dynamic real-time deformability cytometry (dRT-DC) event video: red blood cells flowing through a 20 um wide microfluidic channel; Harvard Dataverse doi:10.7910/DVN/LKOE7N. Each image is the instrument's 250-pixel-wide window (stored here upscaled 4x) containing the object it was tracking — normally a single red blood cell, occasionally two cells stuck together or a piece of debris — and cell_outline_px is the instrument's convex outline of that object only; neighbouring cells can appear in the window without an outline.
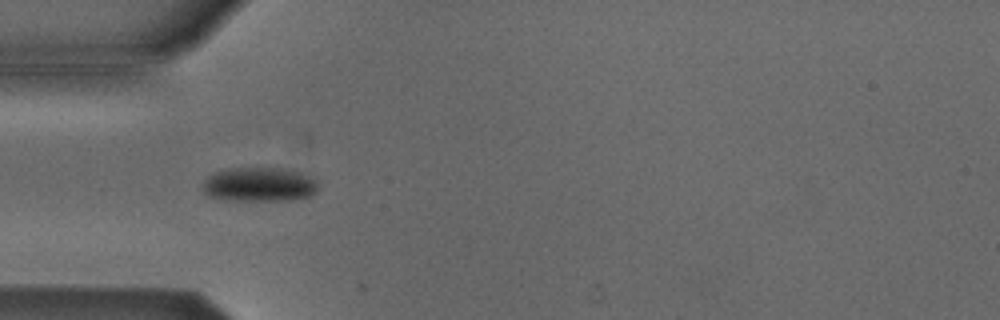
{"species": "Egyptian fruit bat (a non-hibernating species)", "species_latin": "Rousettus aegyptiacus", "temperature_condition": "cold", "stored_images_in_passage": 5, "camera_frame_rate_fps": 3000, "um_per_image_px": 0.085, "animal": {"sex": "male"}, "frame": {"image": 1, "passage_image": 4, "time_ms": 3.667, "image_size_px": [1000, 320], "cell_outline_px": [[316, 192], [308, 196], [292, 200], [224, 200], [208, 196], [204, 192], [204, 180], [208, 176], [216, 172], [228, 168], [280, 168], [296, 172], [308, 176], [316, 180]], "centroid_in_image_um": [22.0, 15.69], "position_along_channel_um": 63.0, "area_um2": 22.77}}